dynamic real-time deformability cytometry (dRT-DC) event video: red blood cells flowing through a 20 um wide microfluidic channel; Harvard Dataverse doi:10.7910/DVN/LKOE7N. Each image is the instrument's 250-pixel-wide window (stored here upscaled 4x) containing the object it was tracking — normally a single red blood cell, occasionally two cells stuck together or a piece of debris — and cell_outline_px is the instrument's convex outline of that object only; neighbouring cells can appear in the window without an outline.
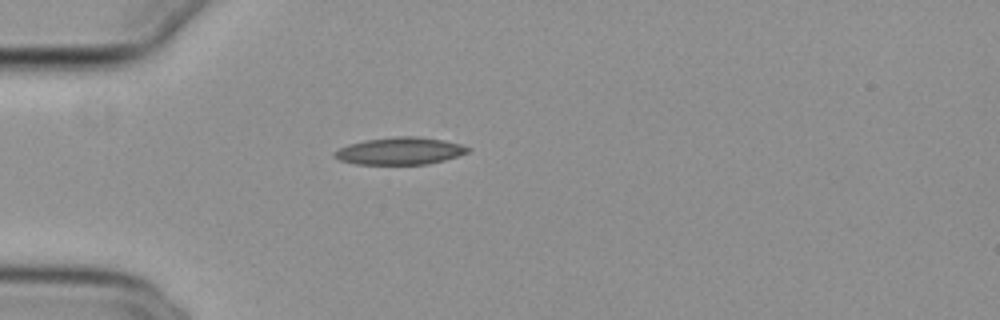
{"species": "common noctule bat (a hibernating species)", "species_latin": "Nyctalus noctula", "temperature_condition": "cold", "stored_images_in_passage": 5, "camera_frame_rate_fps": 3000, "um_per_image_px": 0.085, "animal": {"sex": "female", "body_mass_g": 29.2, "forearm_length_mm": 56.3}, "frame": {"image": 1, "passage_image": 1, "time_ms": 0.0, "image_size_px": [1000, 320], "cell_outline_px": [[472, 148], [468, 152], [444, 160], [428, 164], [356, 164], [340, 160], [332, 156], [332, 152], [348, 144], [364, 140], [396, 136], [416, 136], [444, 140], [460, 144]], "centroid_in_image_um": [33.97, 12.83], "position_along_channel_um": 51.0, "area_um2": 21.21}}